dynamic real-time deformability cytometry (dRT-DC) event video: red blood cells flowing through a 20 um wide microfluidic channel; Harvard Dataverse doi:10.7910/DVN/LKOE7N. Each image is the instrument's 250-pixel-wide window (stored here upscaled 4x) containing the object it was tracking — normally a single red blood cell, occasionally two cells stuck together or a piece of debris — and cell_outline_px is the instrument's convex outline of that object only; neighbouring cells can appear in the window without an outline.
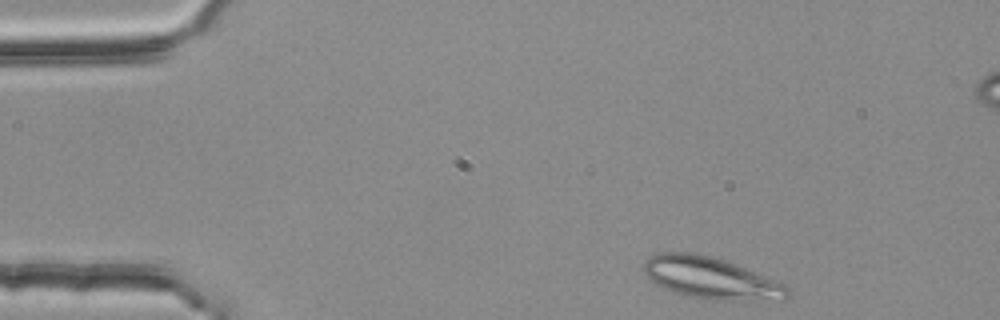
{"species": "common noctule bat (a hibernating species)", "species_latin": "Nyctalus noctula", "temperature_condition": "room temperature", "stored_images_in_passage": 4, "camera_frame_rate_fps": 3000, "um_per_image_px": 0.085, "animal": {"sex": "female", "body_mass_g": 25.1}, "frame": {"image": 1, "passage_image": 1, "time_ms": 0.0, "image_size_px": [1000, 320], "cell_outline_px": [[792, 288], [788, 296], [784, 300], [760, 304], [720, 300], [692, 296], [676, 292], [664, 288], [656, 284], [644, 272], [644, 260], [648, 256], [660, 252], [692, 252], [712, 256], [728, 260], [784, 284]], "centroid_in_image_um": [60.55, 23.66], "position_along_channel_um": 24.4, "area_um2": 35.89}}